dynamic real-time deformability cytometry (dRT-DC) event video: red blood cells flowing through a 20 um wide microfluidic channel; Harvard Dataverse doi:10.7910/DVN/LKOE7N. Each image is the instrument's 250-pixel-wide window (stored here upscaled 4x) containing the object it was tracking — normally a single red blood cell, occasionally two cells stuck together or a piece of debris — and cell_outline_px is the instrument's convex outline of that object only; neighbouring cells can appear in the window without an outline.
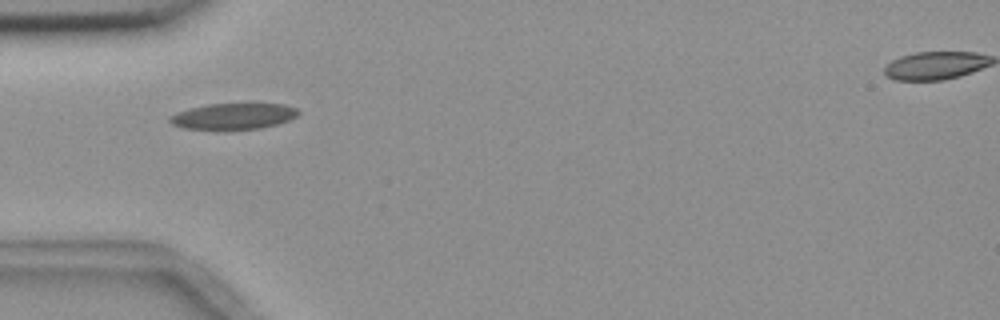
{"species": "common noctule bat (a hibernating species)", "species_latin": "Nyctalus noctula", "temperature_condition": "room temperature", "stored_images_in_passage": 7, "camera_frame_rate_fps": 3000, "um_per_image_px": 0.085, "animal": {"sex": "female", "body_mass_g": 18.4}, "frame": {"image": 1, "passage_image": 3, "time_ms": 2.333, "image_size_px": [1000, 320], "cell_outline_px": [[300, 112], [296, 116], [288, 120], [276, 124], [260, 128], [224, 132], [184, 128], [172, 124], [168, 120], [168, 116], [176, 112], [188, 108], [208, 104], [284, 104], [296, 108]], "centroid_in_image_um": [19.76, 9.92], "position_along_channel_um": 65.2, "area_um2": 20.17}}
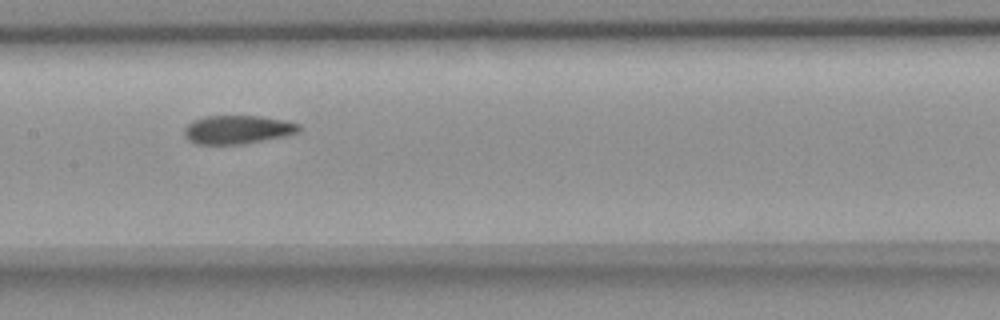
{"frame": {"image": 2, "passage_image": 6, "time_ms": 5.667, "image_size_px": [1000, 320], "cell_outline_px": [[300, 132], [284, 136], [244, 144], [196, 144], [188, 140], [184, 136], [184, 128], [192, 120], [204, 116], [260, 116], [300, 124]], "centroid_in_image_um": [20.15, 11.02], "position_along_channel_um": 187.3, "area_um2": 19.07}}
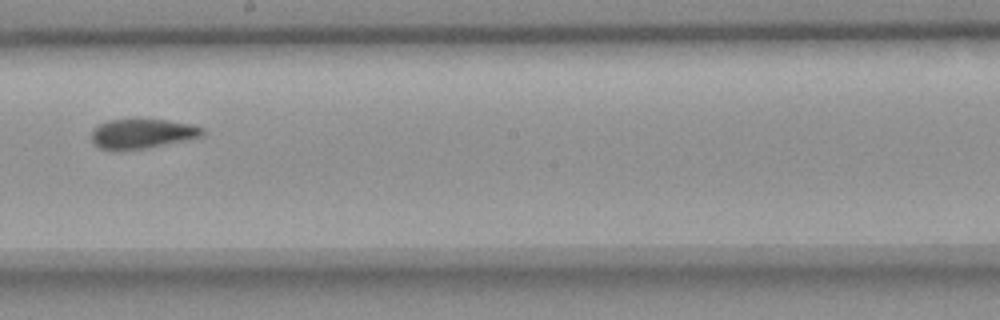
{"frame": {"image": 3, "passage_image": 7, "time_ms": 7.0, "image_size_px": [1000, 320], "cell_outline_px": [[204, 132], [200, 136], [184, 140], [144, 148], [116, 152], [112, 152], [100, 148], [92, 144], [92, 128], [108, 120], [168, 120], [192, 124], [204, 128]], "centroid_in_image_um": [12.01, 11.38], "position_along_channel_um": 236.2, "area_um2": 19.19}}